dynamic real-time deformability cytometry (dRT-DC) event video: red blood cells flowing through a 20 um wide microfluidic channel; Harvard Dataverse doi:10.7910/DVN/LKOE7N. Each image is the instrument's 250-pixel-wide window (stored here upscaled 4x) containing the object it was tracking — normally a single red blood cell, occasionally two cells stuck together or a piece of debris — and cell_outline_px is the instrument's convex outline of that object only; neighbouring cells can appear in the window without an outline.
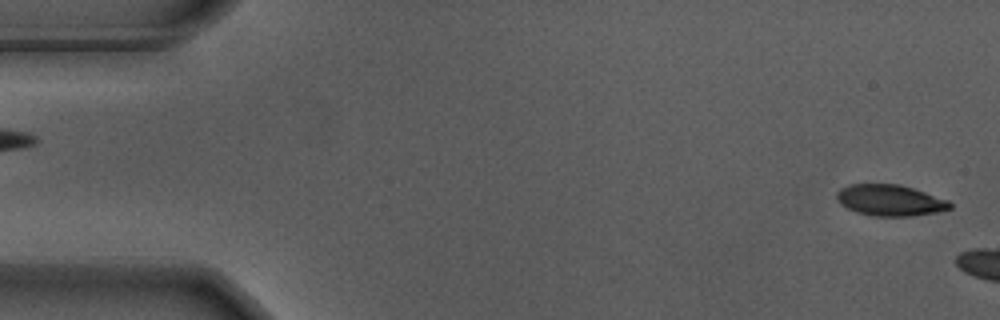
{"species": "Egyptian fruit bat (a non-hibernating species)", "species_latin": "Rousettus aegyptiacus", "temperature_condition": "warm", "stored_images_in_passage": 8, "camera_frame_rate_fps": 3000, "um_per_image_px": 0.085, "animal": {"sex": "male"}, "frame": {"image": 1, "passage_image": 1, "time_ms": 0.0, "image_size_px": [1000, 320], "cell_outline_px": [[952, 208], [936, 212], [912, 216], [876, 216], [860, 212], [848, 208], [840, 204], [836, 196], [836, 192], [840, 188], [848, 184], [900, 184], [948, 200], [952, 204]], "centroid_in_image_um": [75.64, 17.01], "position_along_channel_um": 9.4, "area_um2": 20.4}}